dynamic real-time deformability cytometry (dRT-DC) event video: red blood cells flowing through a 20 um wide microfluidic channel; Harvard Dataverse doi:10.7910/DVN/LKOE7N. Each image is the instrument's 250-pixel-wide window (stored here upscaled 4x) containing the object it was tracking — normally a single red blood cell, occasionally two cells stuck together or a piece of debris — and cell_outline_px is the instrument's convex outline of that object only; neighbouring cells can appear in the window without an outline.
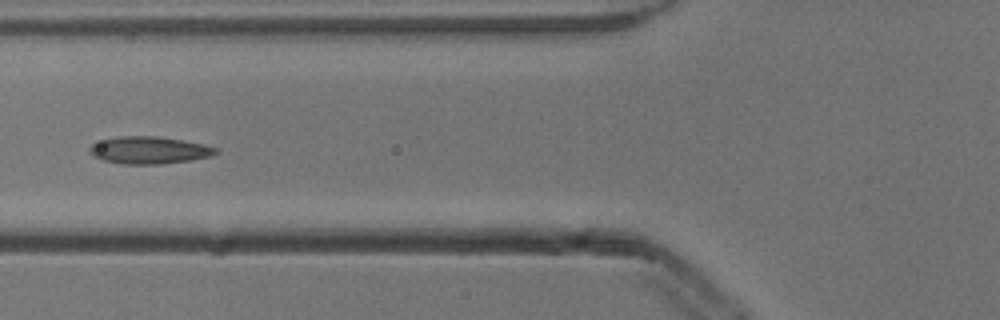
{"species": "common noctule bat (a hibernating species)", "species_latin": "Nyctalus noctula", "temperature_condition": "cold", "stored_images_in_passage": 7, "camera_frame_rate_fps": 3000, "um_per_image_px": 0.085, "animal": {"sex": "male", "body_mass_g": 13.3}, "frame": {"image": 1, "passage_image": 6, "time_ms": 1.667, "image_size_px": [1000, 320], "cell_outline_px": [[220, 152], [212, 156], [192, 160], [160, 164], [124, 164], [104, 160], [92, 156], [88, 152], [88, 148], [92, 144], [104, 140], [120, 136], [156, 136], [204, 144], [220, 148]], "centroid_in_image_um": [12.72, 12.77], "position_along_channel_um": 113.1, "area_um2": 20.11}}
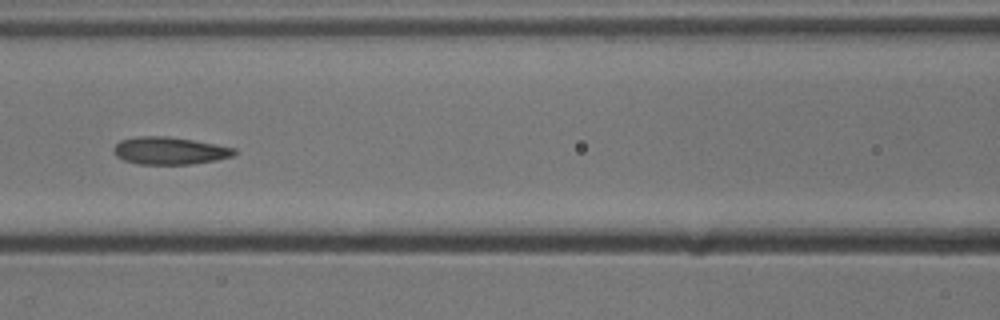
{"frame": {"image": 2, "passage_image": 7, "time_ms": 2.0, "image_size_px": [1000, 320], "cell_outline_px": [[236, 152], [232, 156], [216, 160], [192, 164], [136, 164], [124, 160], [116, 156], [112, 148], [120, 140], [140, 136], [168, 136], [216, 144], [236, 148]], "centroid_in_image_um": [14.4, 12.81], "position_along_channel_um": 152.2, "area_um2": 19.31}}